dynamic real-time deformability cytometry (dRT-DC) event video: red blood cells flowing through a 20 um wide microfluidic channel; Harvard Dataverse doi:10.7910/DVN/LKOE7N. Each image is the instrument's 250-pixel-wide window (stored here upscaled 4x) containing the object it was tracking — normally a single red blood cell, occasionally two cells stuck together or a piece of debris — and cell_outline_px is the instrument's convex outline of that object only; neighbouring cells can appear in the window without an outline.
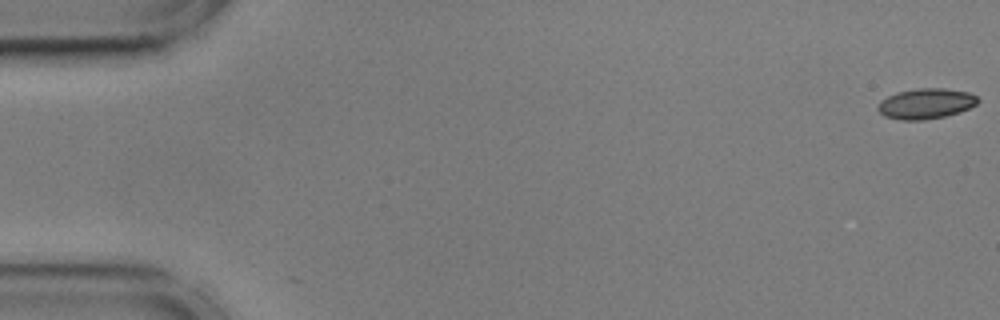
{"species": "common noctule bat (a hibernating species)", "species_latin": "Nyctalus noctula", "temperature_condition": "cold", "stored_images_in_passage": 56, "camera_frame_rate_fps": 3000, "um_per_image_px": 0.085, "animal": {"sex": "male", "body_mass_g": 17.9, "forearm_length_mm": 54.2}, "frame": {"image": 1, "passage_image": 1, "time_ms": 0.0, "image_size_px": [1000, 320], "cell_outline_px": [[980, 100], [976, 104], [960, 112], [944, 116], [924, 120], [900, 120], [884, 116], [876, 108], [880, 100], [896, 92], [916, 88], [944, 88], [968, 92], [976, 96]], "centroid_in_image_um": [78.67, 8.8], "position_along_channel_um": 6.3, "area_um2": 17.8}}
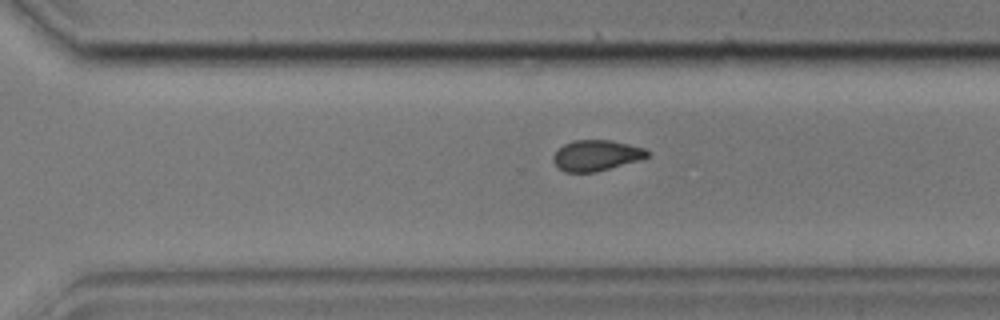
{"frame": {"image": 2, "passage_image": 39, "time_ms": 12.667, "image_size_px": [1000, 320], "cell_outline_px": [[652, 152], [648, 156], [640, 160], [596, 172], [564, 172], [552, 160], [552, 156], [556, 148], [572, 140], [612, 140], [644, 148]], "centroid_in_image_um": [50.67, 13.2], "position_along_channel_um": 319.9, "area_um2": 17.05}}
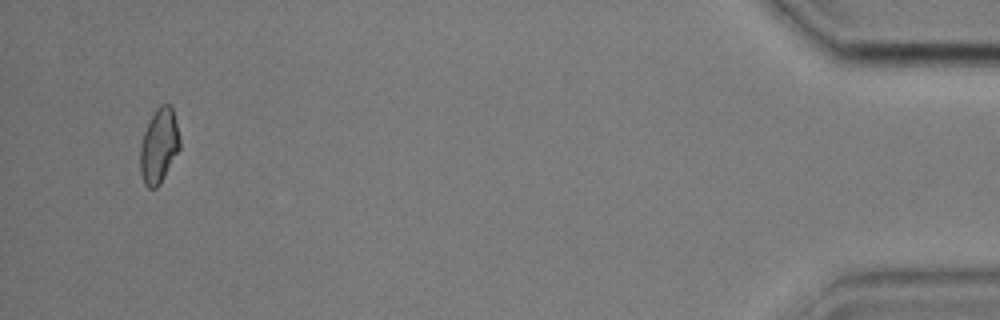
{"frame": {"image": 3, "passage_image": 54, "time_ms": 17.667, "image_size_px": [1000, 320], "cell_outline_px": [[180, 148], [160, 184], [156, 188], [148, 188], [144, 184], [140, 172], [140, 144], [148, 120], [156, 108], [160, 104], [168, 104], [172, 108], [180, 140]], "centroid_in_image_um": [13.49, 12.4], "position_along_channel_um": 421.7, "area_um2": 17.22}}